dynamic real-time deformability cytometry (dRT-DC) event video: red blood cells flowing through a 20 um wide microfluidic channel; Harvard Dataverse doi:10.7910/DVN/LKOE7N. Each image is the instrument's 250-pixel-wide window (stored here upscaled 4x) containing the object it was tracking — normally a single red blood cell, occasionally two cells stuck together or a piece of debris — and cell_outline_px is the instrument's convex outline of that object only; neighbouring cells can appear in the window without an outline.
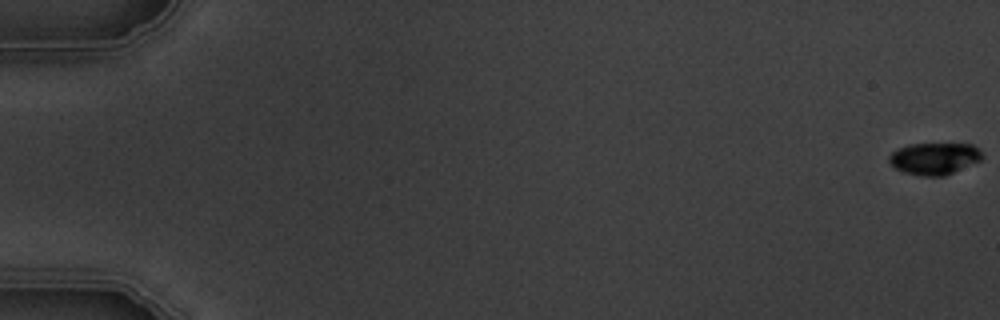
{"species": "common noctule bat (a hibernating species)", "species_latin": "Nyctalus noctula", "temperature_condition": "warm", "stored_images_in_passage": 7, "camera_frame_rate_fps": 3000, "um_per_image_px": 0.085, "animal": {"sex": "male", "body_mass_g": 19.5, "forearm_length_mm": 54.6}, "frame": {"image": 1, "passage_image": 1, "time_ms": 0.0, "image_size_px": [1000, 320], "cell_outline_px": [[984, 156], [980, 160], [944, 176], [924, 176], [904, 172], [896, 168], [888, 160], [888, 156], [892, 152], [908, 144], [972, 144]], "centroid_in_image_um": [79.4, 13.47], "position_along_channel_um": 5.6, "area_um2": 16.99}}
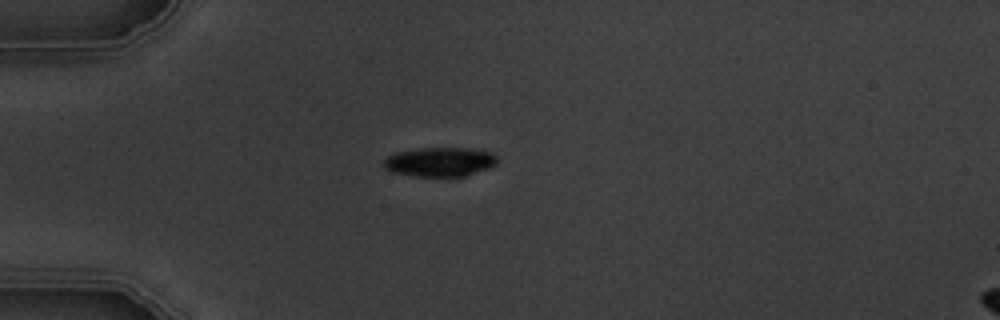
{"frame": {"image": 2, "passage_image": 5, "time_ms": 5.333, "image_size_px": [1000, 320], "cell_outline_px": [[496, 164], [488, 168], [464, 176], [416, 176], [392, 172], [384, 168], [384, 160], [388, 156], [396, 152], [420, 148], [464, 148], [492, 152], [496, 156]], "centroid_in_image_um": [37.37, 13.75], "position_along_channel_um": 47.6, "area_um2": 19.13}}
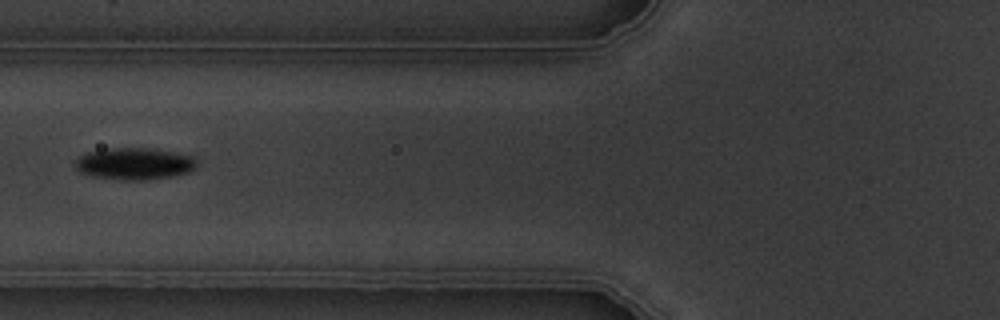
{"frame": {"image": 3, "passage_image": 7, "time_ms": 7.667, "image_size_px": [1000, 320], "cell_outline_px": [[196, 168], [188, 172], [172, 176], [144, 180], [124, 180], [92, 176], [80, 172], [76, 168], [76, 160], [80, 156], [88, 152], [108, 148], [152, 148], [196, 156]], "centroid_in_image_um": [11.46, 13.91], "position_along_channel_um": 114.3, "area_um2": 22.6}}